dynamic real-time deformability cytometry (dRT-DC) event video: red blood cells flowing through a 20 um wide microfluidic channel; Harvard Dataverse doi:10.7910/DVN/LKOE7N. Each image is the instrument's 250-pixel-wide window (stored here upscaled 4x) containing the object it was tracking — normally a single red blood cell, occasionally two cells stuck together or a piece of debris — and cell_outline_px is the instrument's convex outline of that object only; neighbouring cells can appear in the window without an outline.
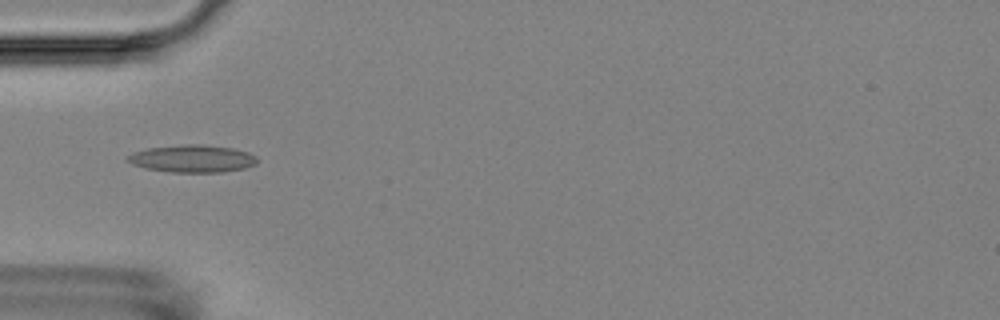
{"species": "Egyptian fruit bat (a non-hibernating species)", "species_latin": "Rousettus aegyptiacus", "temperature_condition": "room temperature", "stored_images_in_passage": 4, "camera_frame_rate_fps": 3000, "um_per_image_px": 0.085, "animal": {"sex": "female"}, "frame": {"image": 1, "passage_image": 2, "time_ms": 1.0, "image_size_px": [1000, 320], "cell_outline_px": [[256, 164], [244, 168], [224, 172], [168, 172], [144, 168], [132, 164], [124, 160], [124, 156], [132, 152], [148, 148], [184, 144], [204, 144], [232, 148], [248, 152], [256, 156]], "centroid_in_image_um": [16.29, 13.48], "position_along_channel_um": 68.7, "area_um2": 20.98}}
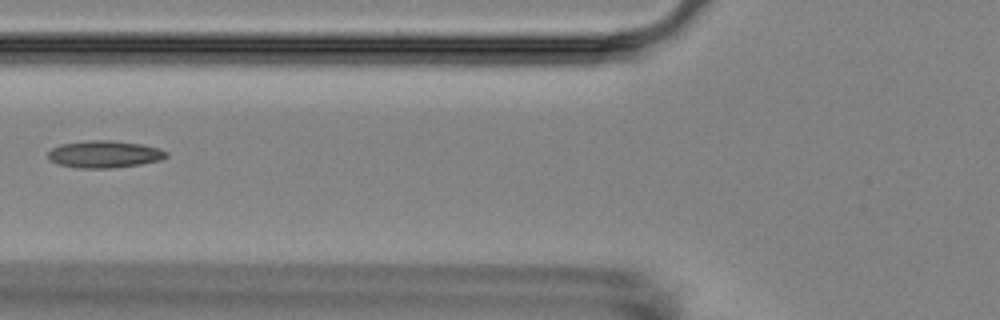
{"frame": {"image": 2, "passage_image": 3, "time_ms": 2.333, "image_size_px": [1000, 320], "cell_outline_px": [[168, 156], [160, 160], [140, 164], [112, 168], [76, 168], [60, 164], [48, 160], [48, 152], [52, 148], [60, 144], [88, 140], [112, 140], [140, 144], [160, 148], [168, 152]], "centroid_in_image_um": [8.87, 13.1], "position_along_channel_um": 116.9, "area_um2": 18.79}}
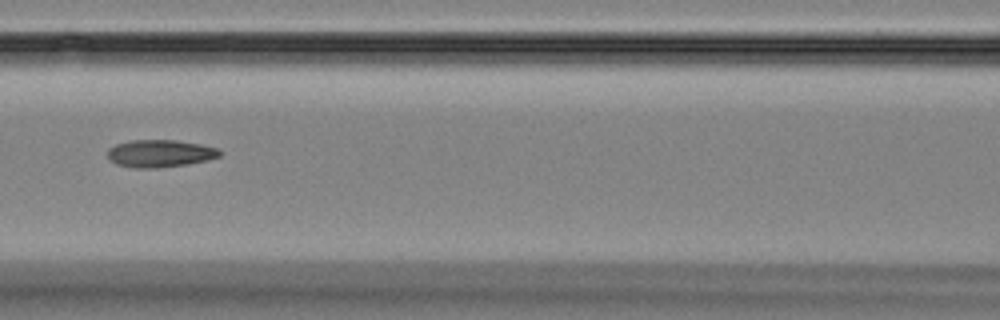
{"frame": {"image": 3, "passage_image": 4, "time_ms": 3.333, "image_size_px": [1000, 320], "cell_outline_px": [[220, 156], [208, 160], [188, 164], [156, 168], [132, 168], [116, 164], [108, 156], [108, 148], [116, 144], [128, 140], [176, 140], [200, 144], [216, 148], [220, 152]], "centroid_in_image_um": [13.58, 13.04], "position_along_channel_um": 153.0, "area_um2": 17.92}}